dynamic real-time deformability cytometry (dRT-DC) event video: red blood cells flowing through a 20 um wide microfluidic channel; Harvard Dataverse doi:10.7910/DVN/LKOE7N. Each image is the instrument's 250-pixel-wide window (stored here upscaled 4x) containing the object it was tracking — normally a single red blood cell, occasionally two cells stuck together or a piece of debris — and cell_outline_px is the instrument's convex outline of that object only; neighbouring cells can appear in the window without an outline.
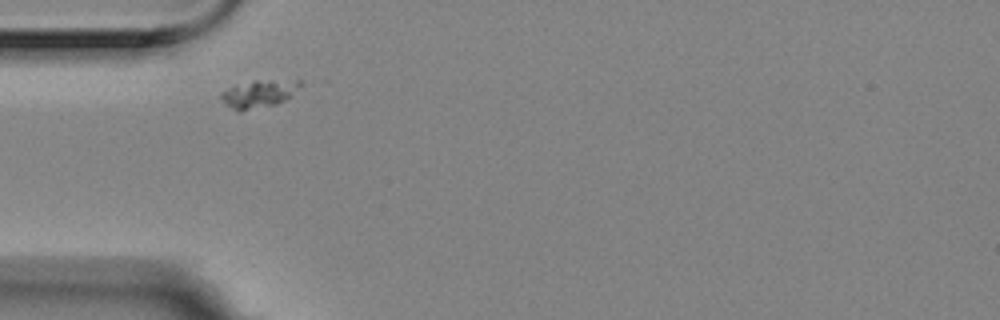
{"species": "Egyptian fruit bat (a non-hibernating species)", "species_latin": "Rousettus aegyptiacus", "temperature_condition": "room temperature", "stored_images_in_passage": 2, "camera_frame_rate_fps": 3000, "um_per_image_px": 0.085, "animal": {"sex": "female"}, "frame": {"image": 1, "passage_image": 1, "time_ms": 0.0, "image_size_px": [1000, 320], "cell_outline_px": [[300, 84], [284, 100], [276, 104], [240, 112], [236, 112], [224, 104], [220, 96], [220, 92], [256, 80], [300, 80]], "centroid_in_image_um": [21.93, 8.01], "position_along_channel_um": 63.1, "area_um2": 12.31}}